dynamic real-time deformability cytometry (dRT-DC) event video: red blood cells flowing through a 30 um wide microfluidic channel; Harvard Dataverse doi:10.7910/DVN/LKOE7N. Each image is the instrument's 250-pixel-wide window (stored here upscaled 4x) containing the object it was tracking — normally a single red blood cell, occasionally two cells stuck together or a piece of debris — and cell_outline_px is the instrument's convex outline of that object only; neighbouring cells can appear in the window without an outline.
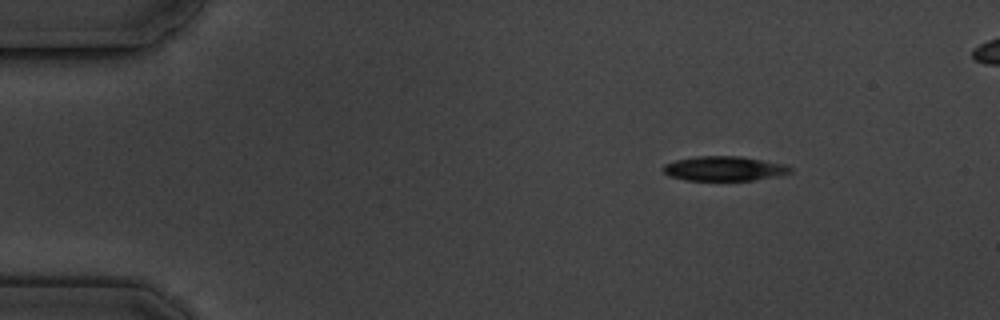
{"species": "common noctule bat (a hibernating species)", "species_latin": "Nyctalus noctula", "temperature_condition": "cold", "stored_images_in_passage": 5, "camera_frame_rate_fps": 3000, "um_per_image_px": 0.085, "animal": {"sex": "male", "body_mass_g": 19.5, "forearm_length_mm": 54.6}, "frame": {"image": 1, "passage_image": 1, "time_ms": 0.0, "image_size_px": [1000, 320], "cell_outline_px": [[792, 172], [752, 180], [684, 180], [668, 176], [660, 168], [664, 164], [676, 160], [696, 156], [740, 156], [784, 164], [792, 168]], "centroid_in_image_um": [61.47, 14.32], "position_along_channel_um": 23.5, "area_um2": 18.09}}